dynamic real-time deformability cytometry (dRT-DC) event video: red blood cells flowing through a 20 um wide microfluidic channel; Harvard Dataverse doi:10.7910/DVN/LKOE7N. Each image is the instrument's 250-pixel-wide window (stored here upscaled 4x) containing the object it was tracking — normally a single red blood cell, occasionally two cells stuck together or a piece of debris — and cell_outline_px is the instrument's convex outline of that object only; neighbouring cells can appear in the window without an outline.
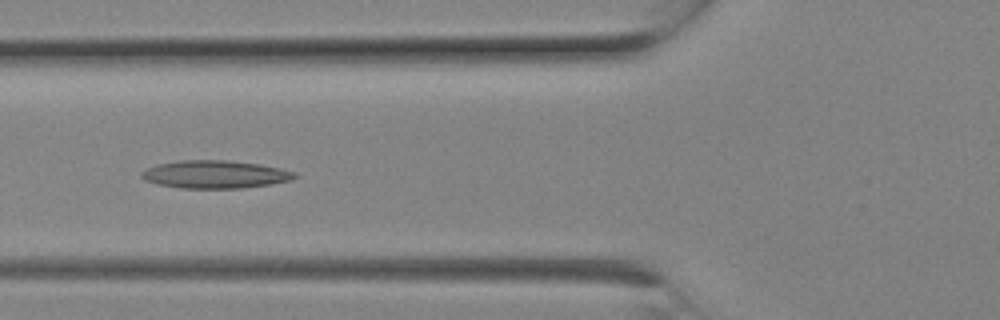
{"species": "Egyptian fruit bat (a non-hibernating species)", "species_latin": "Rousettus aegyptiacus", "temperature_condition": "room temperature", "stored_images_in_passage": 4, "camera_frame_rate_fps": 3000, "um_per_image_px": 0.085, "animal": {"sex": "female"}, "frame": {"image": 1, "passage_image": 3, "time_ms": 0.667, "image_size_px": [1000, 320], "cell_outline_px": [[300, 176], [292, 180], [244, 188], [180, 188], [156, 184], [144, 180], [140, 176], [140, 172], [156, 164], [180, 160], [228, 160], [260, 164], [280, 168], [296, 172]], "centroid_in_image_um": [18.28, 14.82], "position_along_channel_um": 107.5, "area_um2": 25.09}}
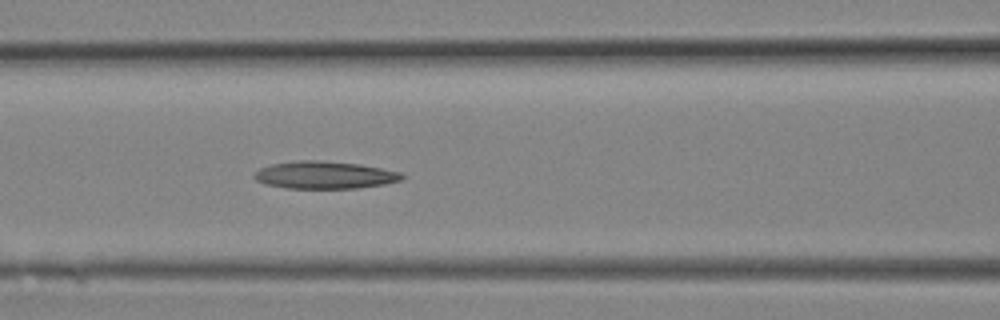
{"frame": {"image": 2, "passage_image": 4, "time_ms": 1.0, "image_size_px": [1000, 320], "cell_outline_px": [[408, 176], [400, 180], [384, 184], [356, 188], [288, 188], [268, 184], [256, 180], [252, 176], [260, 168], [272, 164], [300, 160], [320, 160], [360, 164], [400, 172]], "centroid_in_image_um": [27.62, 14.87], "position_along_channel_um": 139.0, "area_um2": 23.47}}